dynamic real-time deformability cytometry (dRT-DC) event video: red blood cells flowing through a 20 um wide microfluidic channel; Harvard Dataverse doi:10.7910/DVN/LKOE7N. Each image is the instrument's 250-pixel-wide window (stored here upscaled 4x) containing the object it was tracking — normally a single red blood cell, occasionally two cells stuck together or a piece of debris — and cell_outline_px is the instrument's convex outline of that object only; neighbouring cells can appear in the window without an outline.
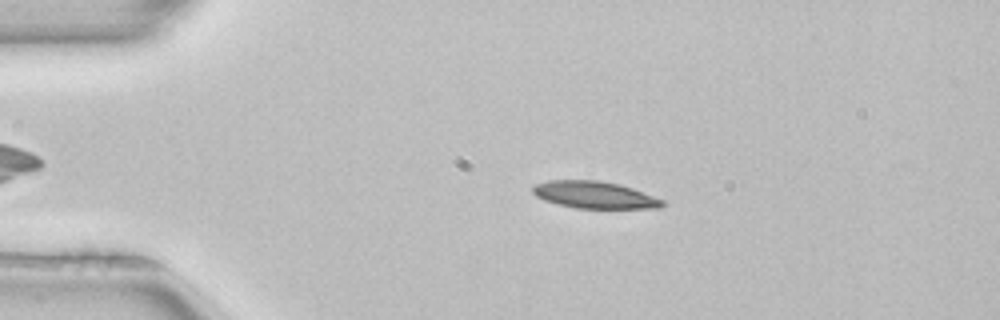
{"species": "common noctule bat (a hibernating species)", "species_latin": "Nyctalus noctula", "temperature_condition": "room temperature", "stored_images_in_passage": 2, "camera_frame_rate_fps": 3000, "um_per_image_px": 0.085, "animal": {"sex": "female", "body_mass_g": 22.7, "forearm_length_mm": 54.2}, "frame": {"image": 1, "passage_image": 1, "time_ms": 0.0, "image_size_px": [1000, 320], "cell_outline_px": [[664, 204], [660, 208], [576, 208], [544, 200], [536, 196], [532, 192], [532, 188], [536, 184], [548, 180], [600, 180], [620, 184], [632, 188], [664, 200]], "centroid_in_image_um": [50.53, 16.55], "position_along_channel_um": 34.5, "area_um2": 20.35}}